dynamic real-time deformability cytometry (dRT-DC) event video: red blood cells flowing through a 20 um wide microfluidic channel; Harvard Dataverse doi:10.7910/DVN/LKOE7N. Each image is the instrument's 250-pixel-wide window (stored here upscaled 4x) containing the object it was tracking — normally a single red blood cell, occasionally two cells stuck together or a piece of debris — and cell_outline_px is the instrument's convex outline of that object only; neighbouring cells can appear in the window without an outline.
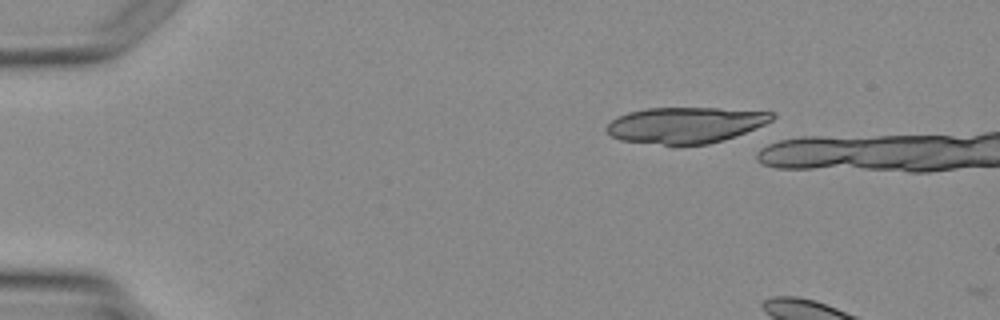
{"species": "Egyptian fruit bat (a non-hibernating species)", "species_latin": "Rousettus aegyptiacus", "temperature_condition": "warm", "stored_images_in_passage": 4, "segment_of_instrument_passage": [2, 2], "camera_frame_rate_fps": 3000, "um_per_image_px": 0.085, "animal": {"sex": "female"}, "frame": {"image": 1, "passage_image": 4, "time_ms": 3.667, "image_size_px": [1000, 320], "cell_outline_px": [[776, 116], [772, 120], [764, 124], [724, 140], [708, 144], [664, 144], [620, 140], [612, 136], [604, 128], [612, 120], [628, 112], [644, 108], [720, 108], [772, 112]], "centroid_in_image_um": [58.25, 10.62], "position_along_channel_um": 26.8, "area_um2": 34.33}}